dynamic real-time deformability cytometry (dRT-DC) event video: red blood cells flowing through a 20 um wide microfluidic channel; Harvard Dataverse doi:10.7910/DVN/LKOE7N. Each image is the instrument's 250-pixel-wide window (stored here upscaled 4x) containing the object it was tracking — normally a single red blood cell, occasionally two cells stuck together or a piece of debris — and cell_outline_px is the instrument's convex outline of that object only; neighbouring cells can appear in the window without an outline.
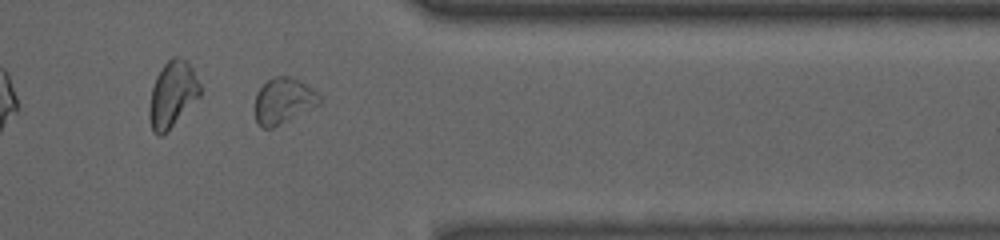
{"species": "common noctule bat (a hibernating species)", "species_latin": "Nyctalus noctula", "temperature_condition": "room temperature", "stored_images_in_passage": 33, "camera_frame_rate_fps": 3000, "um_per_image_px": 0.085, "animal": {"sex": "male", "body_mass_g": 13.0, "forearm_length_mm": 53.1}, "frame": {"image": 1, "passage_image": 28, "time_ms": 9.0, "image_size_px": [1000, 240], "cell_outline_px": [[320, 104], [272, 128], [264, 128], [256, 124], [256, 92], [268, 80], [276, 76], [288, 76], [300, 80], [308, 84], [320, 96]], "centroid_in_image_um": [24.09, 8.56], "position_along_channel_um": 387.3, "area_um2": 17.05}, "authors_computed_cell_mechanics": {"area_um2": 14.7968, "velocity_mm_per_s": 3.9432, "shape_relaxation_time_tau1_ms": null, "shape_relaxation_time_tau2_ms": 1.4879, "deformation_change_tau1": null, "deformation_change_tau2": 0.0551}}